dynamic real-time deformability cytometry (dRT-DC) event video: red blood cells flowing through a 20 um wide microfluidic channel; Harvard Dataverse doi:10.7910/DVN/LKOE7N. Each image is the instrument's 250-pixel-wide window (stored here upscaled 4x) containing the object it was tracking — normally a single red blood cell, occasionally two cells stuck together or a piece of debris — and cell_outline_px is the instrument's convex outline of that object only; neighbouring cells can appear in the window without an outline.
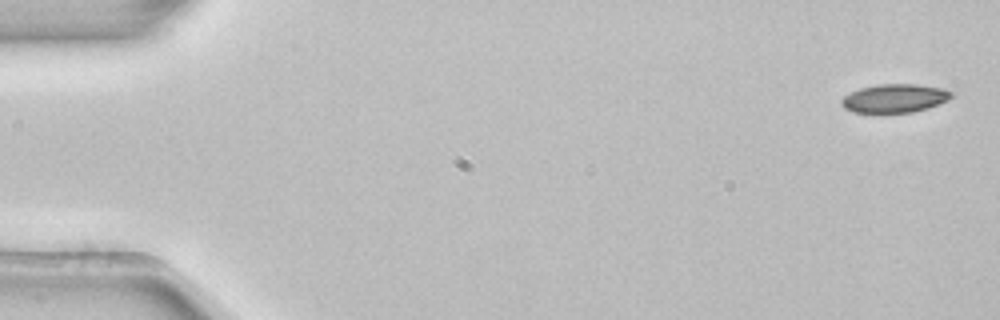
{"species": "common noctule bat (a hibernating species)", "species_latin": "Nyctalus noctula", "temperature_condition": "room temperature", "stored_images_in_passage": 4, "camera_frame_rate_fps": 3000, "um_per_image_px": 0.085, "animal": {"sex": "female", "body_mass_g": 22.7, "forearm_length_mm": 54.2}, "frame": {"image": 1, "passage_image": 1, "time_ms": 0.0, "image_size_px": [1000, 320], "cell_outline_px": [[952, 96], [948, 100], [928, 108], [912, 112], [852, 112], [844, 108], [840, 104], [840, 100], [848, 92], [860, 88], [876, 84], [916, 84], [944, 88], [952, 92]], "centroid_in_image_um": [76.01, 8.34], "position_along_channel_um": 9.0, "area_um2": 18.38}}
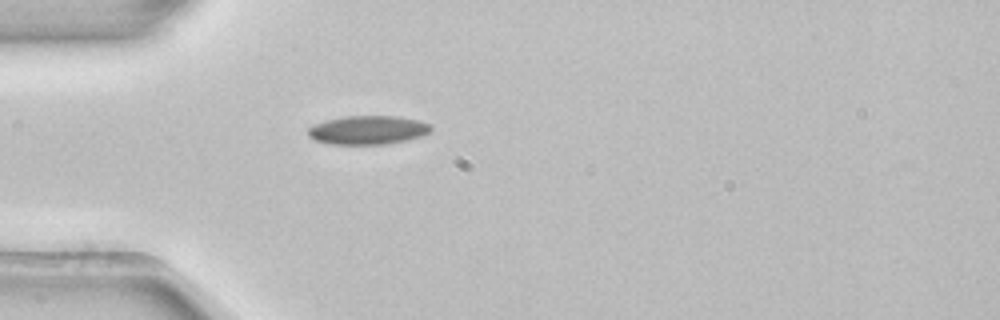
{"frame": {"image": 2, "passage_image": 4, "time_ms": 1.0, "image_size_px": [1000, 320], "cell_outline_px": [[432, 132], [420, 136], [404, 140], [384, 144], [332, 144], [316, 140], [308, 136], [308, 128], [316, 124], [328, 120], [344, 116], [396, 116], [420, 120], [432, 124]], "centroid_in_image_um": [31.32, 11.04], "position_along_channel_um": 53.7, "area_um2": 20.46}}